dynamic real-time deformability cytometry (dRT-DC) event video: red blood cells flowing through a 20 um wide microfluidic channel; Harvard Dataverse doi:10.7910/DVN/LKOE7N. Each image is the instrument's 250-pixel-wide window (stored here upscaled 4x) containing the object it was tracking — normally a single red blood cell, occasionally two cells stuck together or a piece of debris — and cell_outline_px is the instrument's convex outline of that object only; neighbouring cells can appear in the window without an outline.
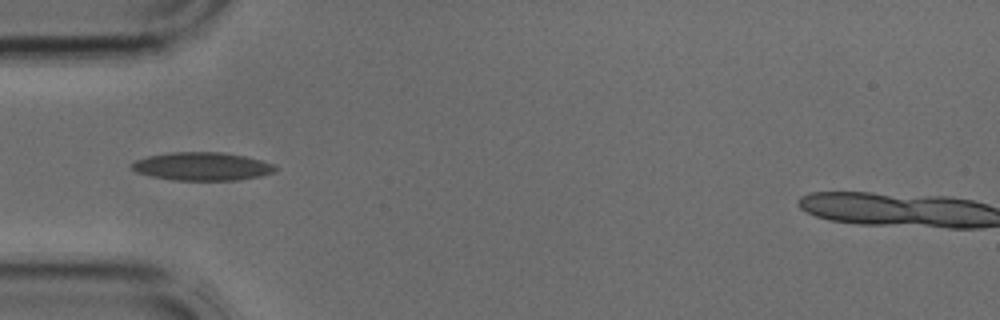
{"species": "common noctule bat (a hibernating species)", "species_latin": "Nyctalus noctula", "temperature_condition": "cold", "stored_images_in_passage": 4, "camera_frame_rate_fps": 3000, "um_per_image_px": 0.085, "animal": {"sex": "male", "body_mass_g": 17.9, "forearm_length_mm": 54.2}, "frame": {"image": 1, "passage_image": 3, "time_ms": 0.667, "image_size_px": [1000, 320], "cell_outline_px": [[280, 168], [276, 172], [260, 176], [236, 180], [172, 180], [152, 176], [136, 172], [132, 168], [132, 164], [136, 160], [148, 156], [172, 152], [220, 152], [244, 156], [276, 164]], "centroid_in_image_um": [17.24, 14.14], "position_along_channel_um": 67.8, "area_um2": 23.58}}